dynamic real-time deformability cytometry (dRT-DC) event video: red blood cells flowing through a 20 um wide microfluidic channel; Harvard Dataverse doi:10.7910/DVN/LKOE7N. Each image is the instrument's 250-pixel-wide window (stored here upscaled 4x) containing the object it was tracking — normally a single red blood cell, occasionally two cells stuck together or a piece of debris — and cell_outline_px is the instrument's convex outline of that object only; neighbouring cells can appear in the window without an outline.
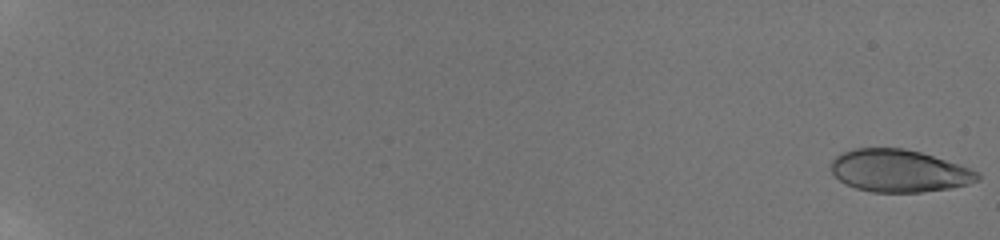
{"species": "human", "species_latin": "Homo sapiens", "temperature_condition": "room temperature", "stored_images_in_passage": 9, "camera_frame_rate_fps": 3000, "um_per_image_px": 0.085, "donor": {"sex": "male"}, "frame": {"image": 1, "passage_image": 1, "time_ms": 0.0, "image_size_px": [1000, 240], "cell_outline_px": [[980, 180], [968, 184], [948, 188], [920, 192], [872, 192], [856, 188], [844, 184], [828, 168], [832, 160], [836, 156], [844, 152], [856, 148], [904, 148], [920, 152], [980, 172]], "centroid_in_image_um": [76.38, 14.52], "position_along_channel_um": 8.6, "area_um2": 36.01}}